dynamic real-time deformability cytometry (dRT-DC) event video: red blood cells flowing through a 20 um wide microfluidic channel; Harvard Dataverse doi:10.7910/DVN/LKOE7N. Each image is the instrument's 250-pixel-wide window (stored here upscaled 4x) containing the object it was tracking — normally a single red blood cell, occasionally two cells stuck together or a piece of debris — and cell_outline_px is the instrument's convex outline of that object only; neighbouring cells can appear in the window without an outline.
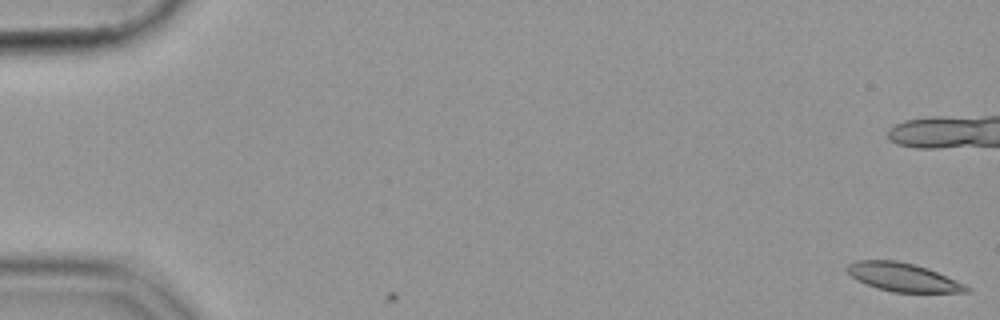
{"species": "common noctule bat (a hibernating species)", "species_latin": "Nyctalus noctula", "temperature_condition": "cold", "stored_images_in_passage": 3, "camera_frame_rate_fps": 3000, "um_per_image_px": 0.085, "animal": {"sex": "female", "body_mass_g": 19.9}, "frame": {"image": 1, "passage_image": 1, "time_ms": 0.0, "image_size_px": [1000, 320], "cell_outline_px": [[972, 288], [968, 292], [892, 292], [876, 288], [856, 280], [844, 268], [848, 264], [856, 260], [896, 260], [916, 264], [928, 268], [956, 280]], "centroid_in_image_um": [76.73, 23.55], "position_along_channel_um": 8.3, "area_um2": 19.88}}